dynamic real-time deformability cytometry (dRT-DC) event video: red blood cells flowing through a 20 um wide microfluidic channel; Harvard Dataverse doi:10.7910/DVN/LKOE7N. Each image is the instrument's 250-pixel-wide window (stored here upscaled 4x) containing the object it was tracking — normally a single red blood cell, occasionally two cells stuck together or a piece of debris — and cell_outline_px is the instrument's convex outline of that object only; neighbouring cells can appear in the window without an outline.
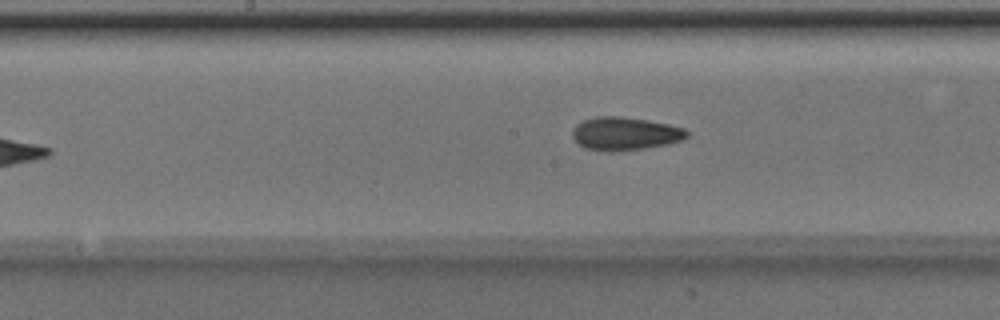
{"species": "Egyptian fruit bat (a non-hibernating species)", "species_latin": "Rousettus aegyptiacus", "temperature_condition": "room temperature", "stored_images_in_passage": 9, "camera_frame_rate_fps": 3000, "um_per_image_px": 0.085, "animal": {"sex": "male"}, "frame": {"image": 1, "passage_image": 9, "time_ms": 2.667, "image_size_px": [1000, 320], "cell_outline_px": [[688, 136], [680, 140], [668, 144], [644, 148], [612, 152], [608, 152], [588, 148], [580, 144], [572, 136], [572, 132], [576, 124], [584, 120], [596, 116], [620, 116], [648, 120], [668, 124], [684, 128], [688, 132]], "centroid_in_image_um": [53.13, 11.35], "position_along_channel_um": 195.1, "area_um2": 21.96}}